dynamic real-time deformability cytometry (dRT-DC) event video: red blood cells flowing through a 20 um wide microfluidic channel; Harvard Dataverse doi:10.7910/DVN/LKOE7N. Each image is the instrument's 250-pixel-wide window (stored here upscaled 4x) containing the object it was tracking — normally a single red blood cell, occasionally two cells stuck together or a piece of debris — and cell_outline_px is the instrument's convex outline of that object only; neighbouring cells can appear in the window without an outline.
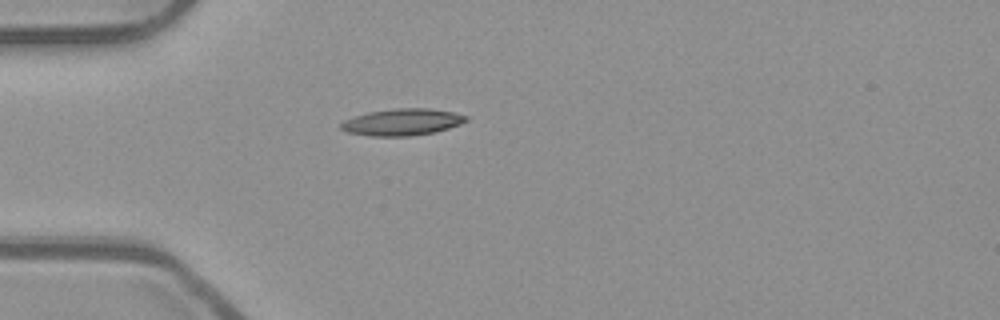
{"species": "common noctule bat (a hibernating species)", "species_latin": "Nyctalus noctula", "temperature_condition": "room temperature", "stored_images_in_passage": 39, "camera_frame_rate_fps": 3000, "um_per_image_px": 0.085, "animal": {"sex": "male", "body_mass_g": 23.1, "forearm_length_mm": 52.7}, "frame": {"image": 1, "passage_image": 1, "time_ms": 0.0, "image_size_px": [1000, 320], "cell_outline_px": [[468, 120], [460, 124], [436, 132], [412, 136], [372, 136], [348, 132], [340, 128], [340, 124], [344, 120], [368, 112], [396, 108], [428, 108], [452, 112], [468, 116]], "centroid_in_image_um": [34.2, 10.38], "position_along_channel_um": 50.8, "area_um2": 19.42}}
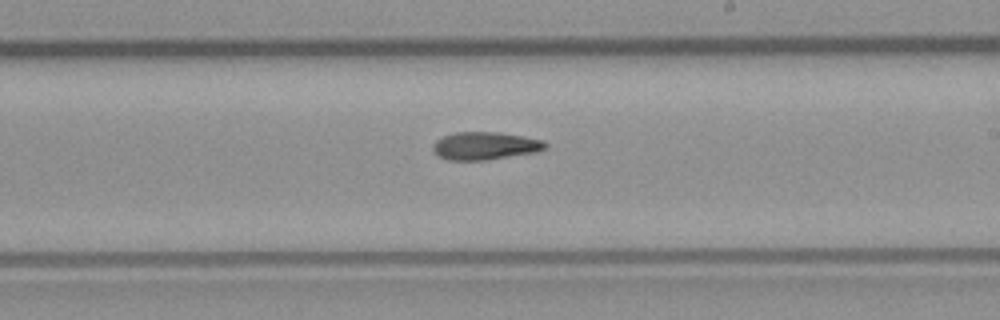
{"frame": {"image": 2, "passage_image": 17, "time_ms": 5.333, "image_size_px": [1000, 320], "cell_outline_px": [[548, 144], [544, 148], [536, 152], [484, 160], [448, 160], [440, 156], [432, 148], [432, 144], [436, 140], [444, 136], [456, 132], [496, 132], [544, 140]], "centroid_in_image_um": [41.21, 12.39], "position_along_channel_um": 247.8, "area_um2": 17.92}}
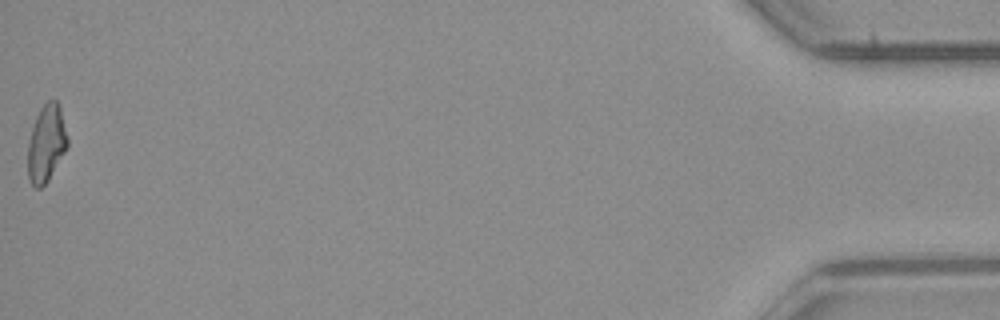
{"frame": {"image": 3, "passage_image": 39, "time_ms": 12.667, "image_size_px": [1000, 320], "cell_outline_px": [[68, 144], [64, 152], [48, 180], [40, 188], [36, 188], [32, 184], [28, 176], [28, 144], [32, 128], [36, 116], [40, 108], [48, 100], [56, 100], [60, 108], [68, 140]], "centroid_in_image_um": [3.93, 12.18], "position_along_channel_um": 431.3, "area_um2": 17.46}}